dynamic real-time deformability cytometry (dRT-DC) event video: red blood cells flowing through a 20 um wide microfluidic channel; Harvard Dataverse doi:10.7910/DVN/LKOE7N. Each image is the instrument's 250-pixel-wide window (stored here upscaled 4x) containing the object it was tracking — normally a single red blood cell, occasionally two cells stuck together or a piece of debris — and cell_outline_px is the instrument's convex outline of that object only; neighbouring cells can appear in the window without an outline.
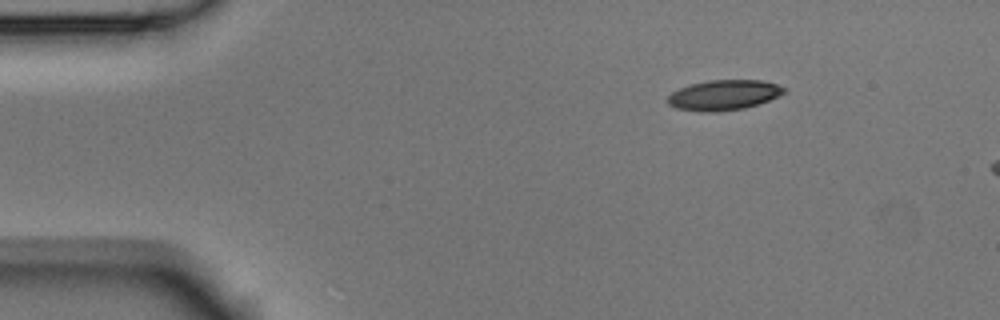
{"species": "Egyptian fruit bat (a non-hibernating species)", "species_latin": "Rousettus aegyptiacus", "temperature_condition": "room temperature", "stored_images_in_passage": 3, "camera_frame_rate_fps": 3000, "um_per_image_px": 0.085, "animal": {"sex": "male"}, "frame": {"image": 1, "passage_image": 1, "time_ms": 0.0, "image_size_px": [1000, 320], "cell_outline_px": [[788, 92], [780, 96], [744, 108], [716, 112], [700, 112], [676, 108], [668, 104], [668, 96], [672, 92], [680, 88], [692, 84], [712, 80], [760, 80], [776, 84], [784, 88]], "centroid_in_image_um": [61.53, 8.09], "position_along_channel_um": 23.5, "area_um2": 20.35}}